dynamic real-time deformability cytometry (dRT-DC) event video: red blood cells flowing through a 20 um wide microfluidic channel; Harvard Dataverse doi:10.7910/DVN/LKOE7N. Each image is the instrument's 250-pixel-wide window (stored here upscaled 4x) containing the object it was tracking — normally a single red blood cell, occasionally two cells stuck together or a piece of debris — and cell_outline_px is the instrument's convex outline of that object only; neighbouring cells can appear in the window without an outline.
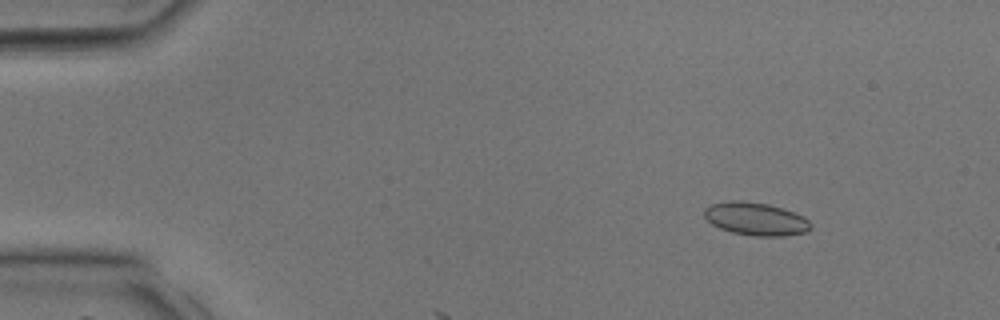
{"species": "common noctule bat (a hibernating species)", "species_latin": "Nyctalus noctula", "temperature_condition": "room temperature", "stored_images_in_passage": 8, "camera_frame_rate_fps": 3000, "um_per_image_px": 0.085, "animal": {"sex": "male", "body_mass_g": 17.9, "forearm_length_mm": 54.2}, "frame": {"image": 1, "passage_image": 5, "time_ms": 1.333, "image_size_px": [1000, 320], "cell_outline_px": [[812, 228], [808, 232], [784, 236], [752, 236], [732, 232], [720, 228], [712, 224], [704, 216], [704, 208], [712, 204], [728, 200], [744, 200], [768, 204], [804, 216], [812, 224]], "centroid_in_image_um": [64.25, 18.61], "position_along_channel_um": 20.8, "area_um2": 20.58}}